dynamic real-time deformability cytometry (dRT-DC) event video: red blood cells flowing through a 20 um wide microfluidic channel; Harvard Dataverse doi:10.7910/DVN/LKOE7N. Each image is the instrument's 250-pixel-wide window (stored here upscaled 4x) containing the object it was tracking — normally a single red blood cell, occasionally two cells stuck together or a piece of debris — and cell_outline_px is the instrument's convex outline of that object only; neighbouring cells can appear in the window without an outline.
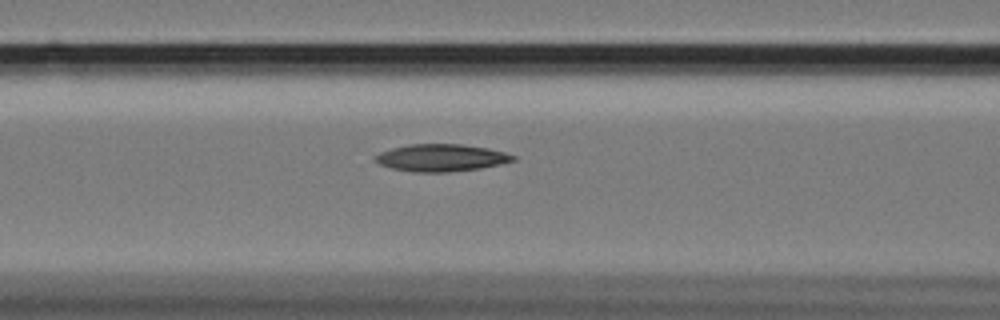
{"species": "Egyptian fruit bat (a non-hibernating species)", "species_latin": "Rousettus aegyptiacus", "temperature_condition": "cold", "stored_images_in_passage": 15, "camera_frame_rate_fps": 3000, "um_per_image_px": 0.085, "animal": {"sex": "female"}, "frame": {"image": 1, "passage_image": 13, "time_ms": 4.0, "image_size_px": [1000, 320], "cell_outline_px": [[516, 160], [500, 164], [480, 168], [448, 172], [412, 172], [392, 168], [380, 164], [372, 160], [372, 156], [380, 152], [392, 148], [408, 144], [460, 144], [488, 148], [504, 152], [516, 156]], "centroid_in_image_um": [37.46, 13.41], "position_along_channel_um": 129.1, "area_um2": 21.96}}